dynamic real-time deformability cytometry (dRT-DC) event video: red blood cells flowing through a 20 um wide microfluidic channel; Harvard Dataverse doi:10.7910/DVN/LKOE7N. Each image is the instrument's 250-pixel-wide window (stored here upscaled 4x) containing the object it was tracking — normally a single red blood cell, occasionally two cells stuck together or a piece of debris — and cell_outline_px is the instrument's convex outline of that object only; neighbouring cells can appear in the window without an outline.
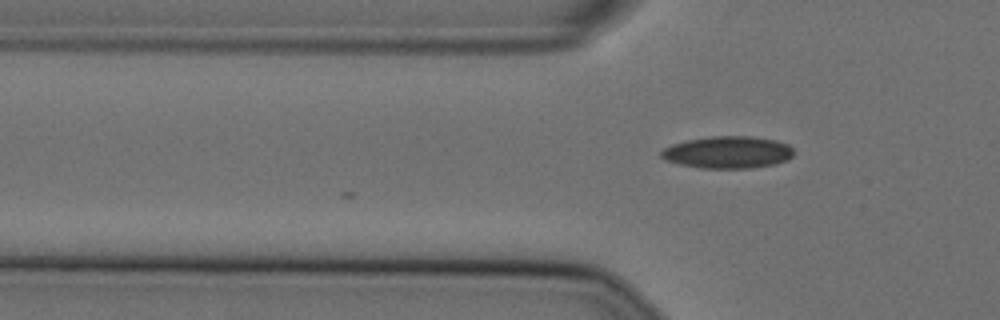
{"species": "Egyptian fruit bat (a non-hibernating species)", "species_latin": "Rousettus aegyptiacus", "temperature_condition": "cold", "stored_images_in_passage": 3, "camera_frame_rate_fps": 3000, "um_per_image_px": 0.085, "animal": {"sex": "female"}, "frame": {"image": 1, "passage_image": 3, "time_ms": 0.667, "image_size_px": [1000, 320], "cell_outline_px": [[792, 156], [788, 160], [776, 164], [752, 168], [700, 168], [680, 164], [664, 160], [660, 156], [660, 152], [664, 148], [672, 144], [688, 140], [712, 136], [752, 136], [776, 140], [788, 144], [792, 148]], "centroid_in_image_um": [61.86, 12.95], "position_along_channel_um": 63.9, "area_um2": 24.91}}